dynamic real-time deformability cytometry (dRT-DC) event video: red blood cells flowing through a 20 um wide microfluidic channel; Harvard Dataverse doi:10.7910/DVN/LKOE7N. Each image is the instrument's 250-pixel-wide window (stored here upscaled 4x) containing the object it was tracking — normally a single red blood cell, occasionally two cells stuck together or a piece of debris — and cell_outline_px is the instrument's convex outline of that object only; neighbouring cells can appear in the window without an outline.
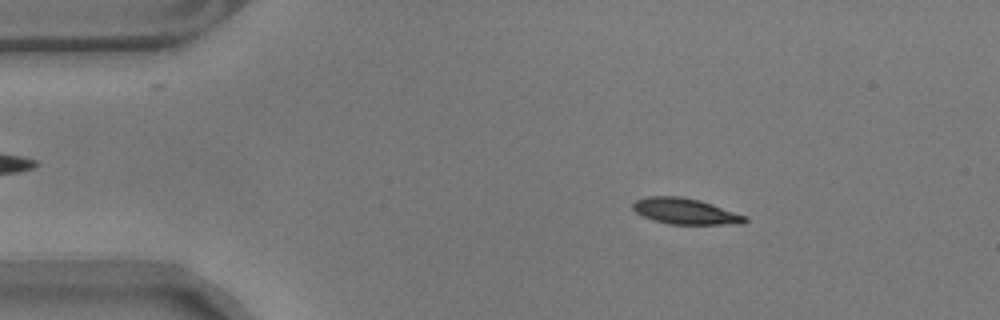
{"species": "common noctule bat (a hibernating species)", "species_latin": "Nyctalus noctula", "temperature_condition": "warm", "stored_images_in_passage": 57, "camera_frame_rate_fps": 3000, "um_per_image_px": 0.085, "animal": {"sex": "male", "body_mass_g": 17.9}, "frame": {"image": 1, "passage_image": 9, "time_ms": 2.667, "image_size_px": [1000, 320], "cell_outline_px": [[748, 220], [744, 224], [668, 224], [652, 220], [636, 212], [632, 208], [632, 204], [636, 200], [648, 196], [680, 196], [700, 200], [748, 216]], "centroid_in_image_um": [58.27, 17.96], "position_along_channel_um": 26.7, "area_um2": 17.05}}
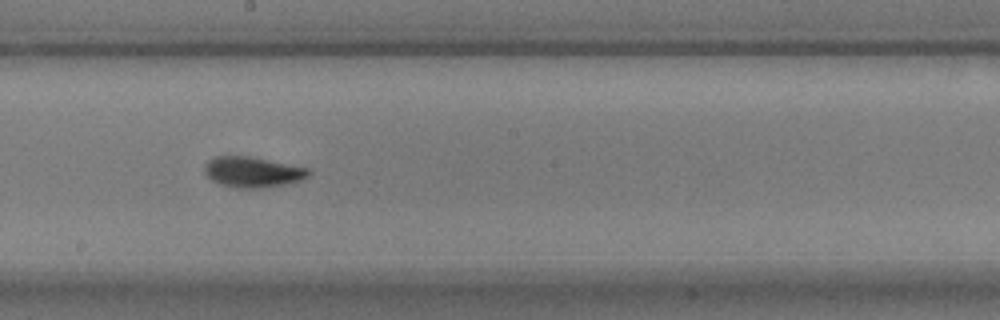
{"frame": {"image": 2, "passage_image": 31, "time_ms": 10.0, "image_size_px": [1000, 320], "cell_outline_px": [[312, 172], [308, 176], [300, 180], [284, 184], [264, 188], [232, 188], [220, 184], [212, 180], [204, 172], [204, 164], [208, 160], [216, 156], [248, 156], [308, 168]], "centroid_in_image_um": [21.44, 14.63], "position_along_channel_um": 226.8, "area_um2": 18.5}}
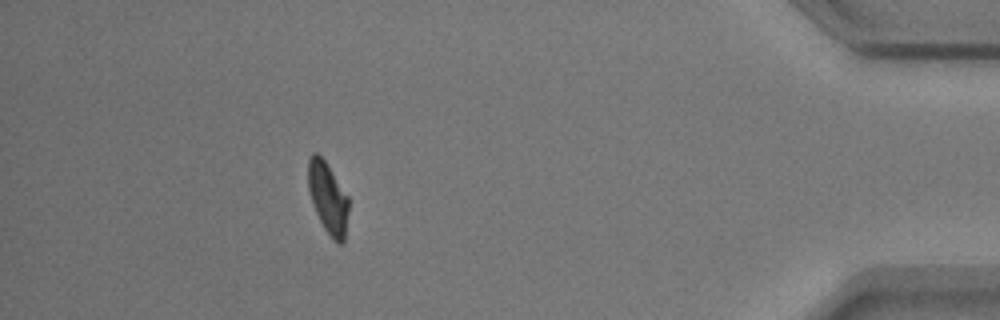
{"frame": {"image": 3, "passage_image": 51, "time_ms": 16.667, "image_size_px": [1000, 320], "cell_outline_px": [[348, 212], [344, 240], [340, 244], [336, 244], [332, 240], [324, 228], [312, 204], [308, 192], [308, 160], [312, 152], [316, 152], [324, 160], [348, 196]], "centroid_in_image_um": [27.86, 16.84], "position_along_channel_um": 407.3, "area_um2": 16.76}, "authors_computed_cell_mechanics": {"area_um2": 17.2822, "velocity_mm_per_s": 3.5177, "shape_relaxation_time_tau1_ms": 3.0931, "shape_relaxation_time_tau2_ms": 1.82, "deformation_change_tau1": 0.1454, "deformation_change_tau2": 0.0562}}